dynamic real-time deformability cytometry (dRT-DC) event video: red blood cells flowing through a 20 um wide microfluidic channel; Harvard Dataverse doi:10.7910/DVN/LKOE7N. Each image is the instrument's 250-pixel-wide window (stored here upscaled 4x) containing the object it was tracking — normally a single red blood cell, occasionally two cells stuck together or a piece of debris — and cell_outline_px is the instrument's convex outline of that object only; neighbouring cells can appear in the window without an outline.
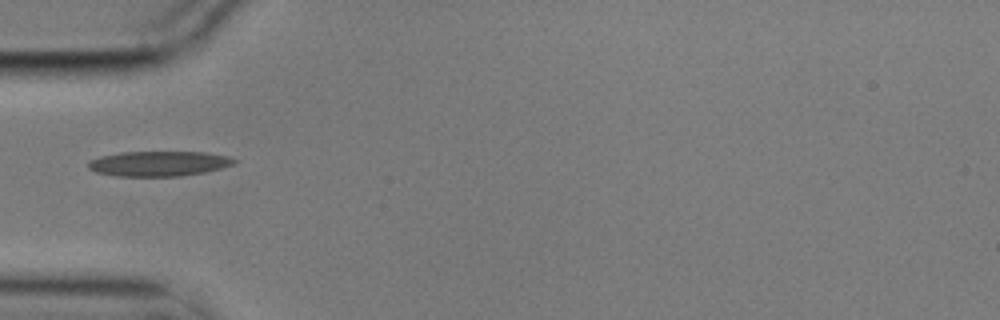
{"species": "common noctule bat (a hibernating species)", "species_latin": "Nyctalus noctula", "temperature_condition": "cold", "stored_images_in_passage": 5, "camera_frame_rate_fps": 3000, "um_per_image_px": 0.085, "animal": {"sex": "male", "body_mass_g": 17.9}, "frame": {"image": 1, "passage_image": 4, "time_ms": 1.0, "image_size_px": [1000, 320], "cell_outline_px": [[240, 160], [236, 164], [204, 172], [180, 176], [116, 176], [96, 172], [88, 168], [88, 160], [100, 156], [120, 152], [204, 152], [232, 156]], "centroid_in_image_um": [13.54, 13.9], "position_along_channel_um": 71.5, "area_um2": 21.56}}
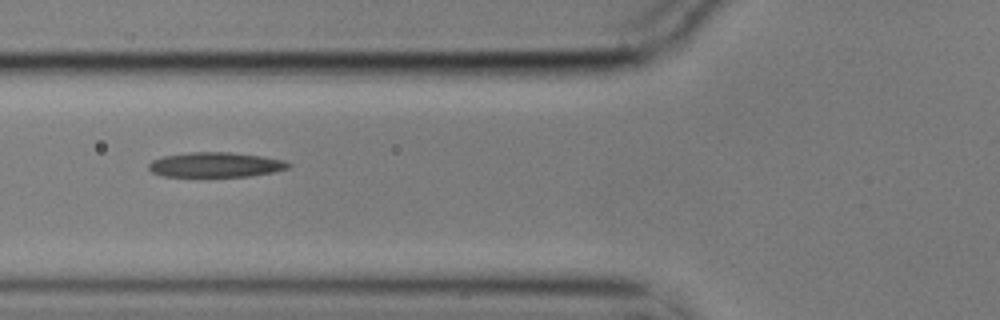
{"frame": {"image": 2, "passage_image": 5, "time_ms": 1.333, "image_size_px": [1000, 320], "cell_outline_px": [[292, 164], [288, 168], [272, 172], [248, 176], [164, 176], [152, 172], [148, 168], [148, 164], [152, 160], [164, 156], [188, 152], [228, 152], [260, 156], [284, 160]], "centroid_in_image_um": [18.3, 14.0], "position_along_channel_um": 107.5, "area_um2": 20.06}}